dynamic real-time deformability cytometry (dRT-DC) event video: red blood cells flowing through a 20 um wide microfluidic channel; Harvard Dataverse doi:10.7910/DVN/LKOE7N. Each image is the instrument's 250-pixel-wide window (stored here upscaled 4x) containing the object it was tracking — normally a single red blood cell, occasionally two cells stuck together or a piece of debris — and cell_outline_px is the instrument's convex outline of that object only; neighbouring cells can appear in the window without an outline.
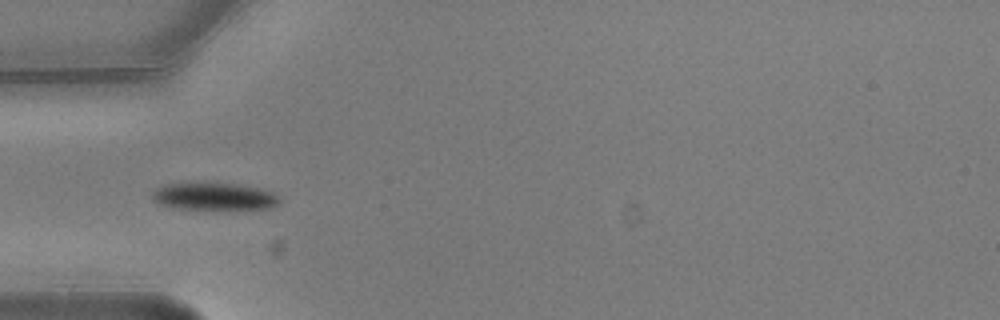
{"species": "common noctule bat (a hibernating species)", "species_latin": "Nyctalus noctula", "temperature_condition": "warm", "stored_images_in_passage": 9, "camera_frame_rate_fps": 3000, "um_per_image_px": 0.085, "animal": {"sex": "male", "body_mass_g": 20.5, "forearm_length_mm": 52.5}, "frame": {"image": 1, "passage_image": 4, "time_ms": 1.0, "image_size_px": [1000, 320], "cell_outline_px": [[280, 200], [272, 208], [180, 208], [160, 204], [152, 196], [152, 192], [156, 188], [164, 184], [188, 180], [204, 180], [236, 184], [256, 188], [272, 192], [280, 196]], "centroid_in_image_um": [18.13, 16.62], "position_along_channel_um": 66.9, "area_um2": 20.63}}
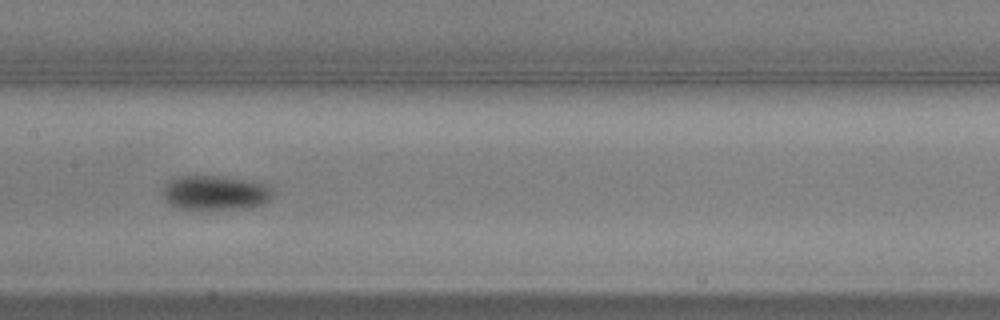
{"frame": {"image": 2, "passage_image": 7, "time_ms": 2.0, "image_size_px": [1000, 320], "cell_outline_px": [[272, 196], [264, 204], [248, 208], [176, 208], [164, 200], [160, 192], [164, 184], [168, 180], [176, 176], [220, 176], [252, 180], [268, 184], [272, 188]], "centroid_in_image_um": [18.27, 16.36], "position_along_channel_um": 189.1, "area_um2": 22.43}}
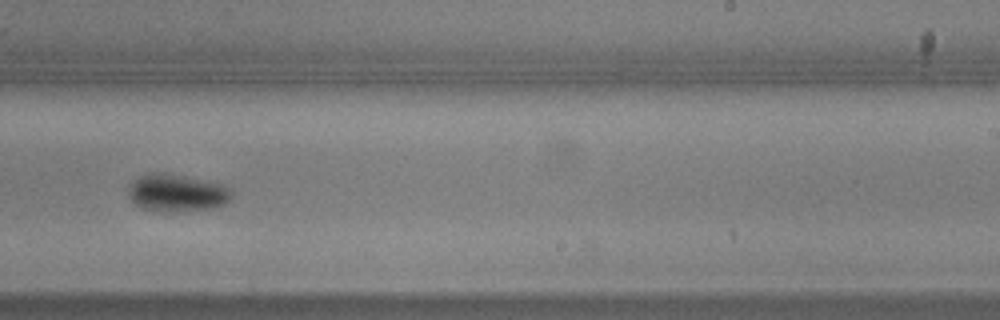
{"frame": {"image": 3, "passage_image": 9, "time_ms": 2.667, "image_size_px": [1000, 320], "cell_outline_px": [[232, 200], [224, 204], [212, 208], [144, 208], [136, 204], [128, 196], [128, 188], [140, 176], [148, 172], [164, 172], [224, 184], [232, 192]], "centroid_in_image_um": [15.07, 16.32], "position_along_channel_um": 273.9, "area_um2": 21.44}}